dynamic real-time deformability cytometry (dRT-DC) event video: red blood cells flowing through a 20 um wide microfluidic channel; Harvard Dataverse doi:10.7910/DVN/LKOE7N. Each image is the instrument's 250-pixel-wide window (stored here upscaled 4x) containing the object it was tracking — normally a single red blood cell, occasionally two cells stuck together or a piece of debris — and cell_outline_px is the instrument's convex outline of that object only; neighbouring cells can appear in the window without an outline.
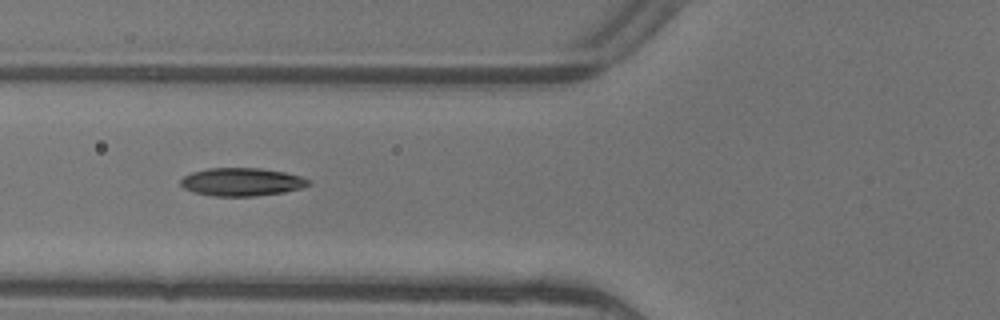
{"species": "common noctule bat (a hibernating species)", "species_latin": "Nyctalus noctula", "temperature_condition": "warm", "stored_images_in_passage": 6, "camera_frame_rate_fps": 3000, "um_per_image_px": 0.085, "animal": {"sex": "female"}, "frame": {"image": 1, "passage_image": 6, "time_ms": 1.667, "image_size_px": [1000, 320], "cell_outline_px": [[312, 184], [300, 188], [284, 192], [256, 196], [212, 196], [196, 192], [184, 188], [180, 184], [180, 180], [184, 176], [192, 172], [208, 168], [260, 168], [284, 172], [300, 176], [312, 180]], "centroid_in_image_um": [20.57, 15.46], "position_along_channel_um": 105.2, "area_um2": 20.92}}